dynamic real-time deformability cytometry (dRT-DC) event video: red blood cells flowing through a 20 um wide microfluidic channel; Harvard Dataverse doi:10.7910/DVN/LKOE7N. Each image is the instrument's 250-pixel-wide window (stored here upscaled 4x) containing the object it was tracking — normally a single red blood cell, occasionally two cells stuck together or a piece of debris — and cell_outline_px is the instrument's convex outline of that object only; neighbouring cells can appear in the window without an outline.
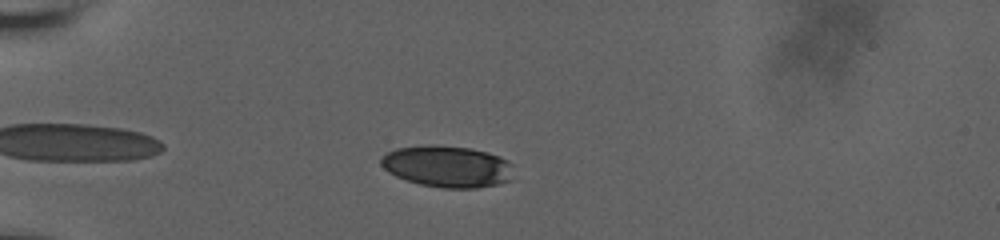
{"species": "human", "species_latin": "Homo sapiens", "temperature_condition": "room temperature", "stored_images_in_passage": 42, "camera_frame_rate_fps": 3000, "um_per_image_px": 0.085, "donor": {"sex": "male"}, "frame": {"image": 1, "passage_image": 6, "time_ms": 1.667, "image_size_px": [1000, 240], "cell_outline_px": [[512, 180], [496, 184], [476, 188], [440, 188], [420, 184], [396, 176], [388, 172], [380, 164], [380, 156], [396, 148], [428, 144], [432, 144], [468, 148], [488, 152], [500, 156], [508, 160], [512, 164]], "centroid_in_image_um": [38.02, 14.14], "position_along_channel_um": 47.0, "area_um2": 32.37}}
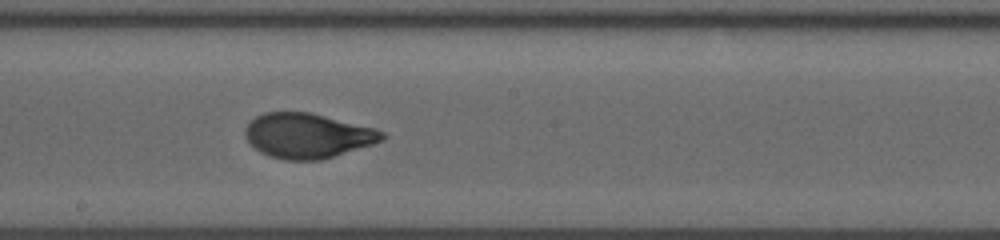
{"frame": {"image": 2, "passage_image": 23, "time_ms": 7.333, "image_size_px": [1000, 240], "cell_outline_px": [[388, 136], [384, 140], [372, 144], [320, 160], [284, 160], [268, 156], [260, 152], [244, 136], [244, 128], [256, 116], [264, 112], [308, 112], [376, 128], [384, 132]], "centroid_in_image_um": [26.14, 11.53], "position_along_channel_um": 222.1, "area_um2": 35.72}}
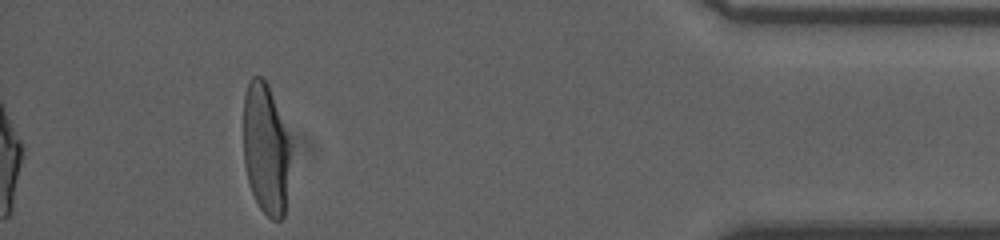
{"frame": {"image": 3, "passage_image": 42, "time_ms": 13.667, "image_size_px": [1000, 240], "cell_outline_px": [[288, 164], [284, 216], [280, 220], [272, 220], [260, 208], [252, 192], [248, 180], [244, 164], [244, 92], [248, 80], [252, 76], [264, 76], [268, 84], [288, 140]], "centroid_in_image_um": [22.54, 12.62], "position_along_channel_um": 412.7, "area_um2": 35.14}, "authors_computed_cell_mechanics": {"area_um2": 35.6626, "velocity_mm_per_s": 3.7476, "shape_relaxation_time_tau1_ms": 4.2809, "shape_relaxation_time_tau2_ms": null, "deformation_change_tau1": 0.2032, "deformation_change_tau2": null}}